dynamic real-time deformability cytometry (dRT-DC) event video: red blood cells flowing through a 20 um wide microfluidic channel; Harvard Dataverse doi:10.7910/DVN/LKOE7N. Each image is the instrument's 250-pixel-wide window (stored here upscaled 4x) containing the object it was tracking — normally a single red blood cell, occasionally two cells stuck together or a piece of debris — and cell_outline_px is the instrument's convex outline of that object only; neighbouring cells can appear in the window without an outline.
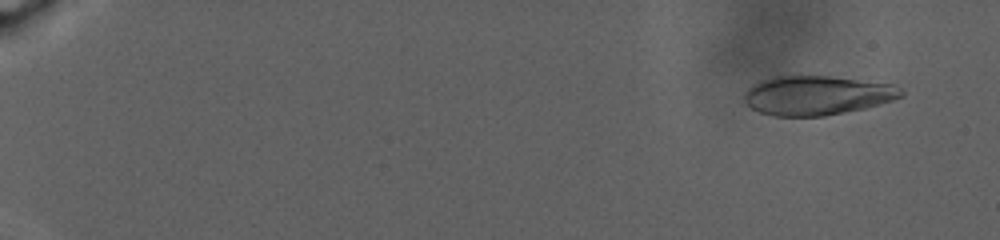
{"species": "human", "species_latin": "Homo sapiens", "temperature_condition": "warm", "stored_images_in_passage": 29, "camera_frame_rate_fps": 3000, "um_per_image_px": 0.085, "donor": {"sex": "male"}, "frame": {"image": 1, "passage_image": 12, "time_ms": 2.333, "image_size_px": [1000, 240], "cell_outline_px": [[904, 96], [892, 100], [864, 108], [824, 116], [772, 116], [760, 112], [744, 104], [744, 96], [748, 88], [760, 80], [776, 76], [828, 76], [892, 84], [900, 88], [904, 92]], "centroid_in_image_um": [69.41, 8.11], "position_along_channel_um": 15.6, "area_um2": 35.78}}